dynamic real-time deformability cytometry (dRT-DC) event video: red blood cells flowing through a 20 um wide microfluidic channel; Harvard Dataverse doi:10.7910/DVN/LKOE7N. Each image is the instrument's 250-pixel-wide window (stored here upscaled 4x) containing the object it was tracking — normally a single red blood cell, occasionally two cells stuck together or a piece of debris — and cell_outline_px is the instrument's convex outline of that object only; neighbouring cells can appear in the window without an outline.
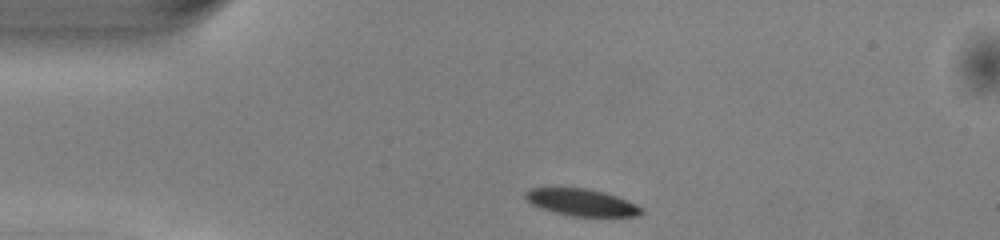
{"species": "common noctule bat (a hibernating species)", "species_latin": "Nyctalus noctula", "temperature_condition": "warm", "stored_images_in_passage": 41, "camera_frame_rate_fps": 3000, "um_per_image_px": 0.085, "animal": {"sex": "male", "body_mass_g": 13.0, "forearm_length_mm": 53.1}, "frame": {"image": 1, "passage_image": 1, "time_ms": 0.0, "image_size_px": [1000, 240], "cell_outline_px": [[644, 212], [640, 216], [572, 216], [552, 212], [540, 208], [532, 204], [524, 196], [524, 192], [532, 188], [588, 188], [604, 192], [628, 200], [644, 208]], "centroid_in_image_um": [49.47, 17.21], "position_along_channel_um": 35.5, "area_um2": 18.32}}
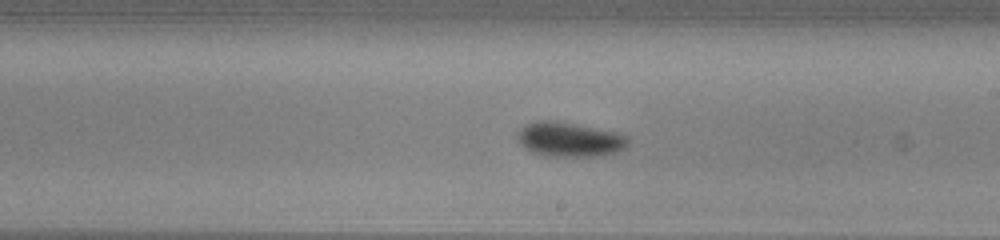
{"frame": {"image": 2, "passage_image": 19, "time_ms": 6.0, "image_size_px": [1000, 240], "cell_outline_px": [[632, 140], [624, 148], [616, 152], [600, 156], [544, 156], [532, 152], [524, 148], [516, 140], [516, 136], [520, 128], [524, 124], [536, 120], [552, 120], [616, 132], [628, 136]], "centroid_in_image_um": [48.37, 11.85], "position_along_channel_um": 240.6, "area_um2": 22.48}}
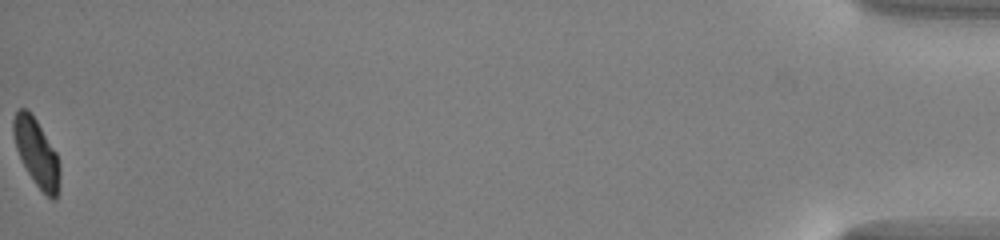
{"frame": {"image": 3, "passage_image": 41, "time_ms": 13.333, "image_size_px": [1000, 240], "cell_outline_px": [[60, 176], [56, 200], [52, 200], [36, 184], [28, 172], [16, 148], [12, 132], [12, 120], [16, 112], [20, 108], [24, 108], [36, 120], [56, 152], [60, 164]], "centroid_in_image_um": [3.11, 12.98], "position_along_channel_um": 432.1, "area_um2": 17.86}, "authors_computed_cell_mechanics": {"area_um2": 20.23, "velocity_mm_per_s": 4.0597, "shape_relaxation_time_tau1_ms": 2.2746, "shape_relaxation_time_tau2_ms": 10.8612, "deformation_change_tau1": 0.1188, "deformation_change_tau2": 0.1404}}